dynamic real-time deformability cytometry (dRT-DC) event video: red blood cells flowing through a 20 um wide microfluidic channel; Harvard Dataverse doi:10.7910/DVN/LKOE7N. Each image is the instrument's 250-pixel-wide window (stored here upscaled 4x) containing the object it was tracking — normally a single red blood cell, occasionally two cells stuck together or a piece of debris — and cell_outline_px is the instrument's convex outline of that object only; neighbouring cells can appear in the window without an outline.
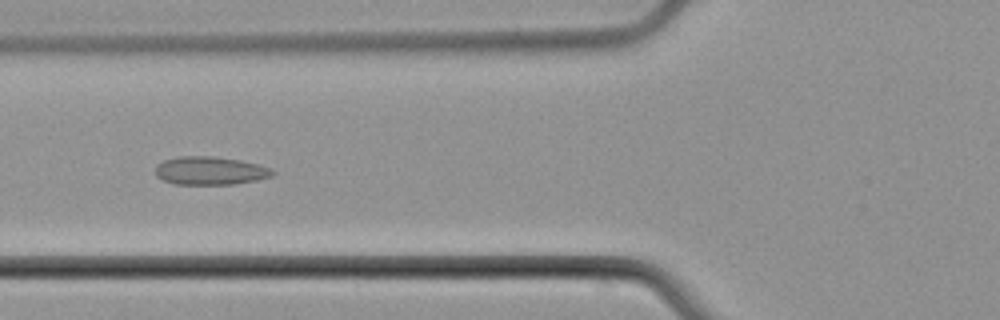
{"species": "common noctule bat (a hibernating species)", "species_latin": "Nyctalus noctula", "temperature_condition": "cold", "stored_images_in_passage": 7, "camera_frame_rate_fps": 3000, "um_per_image_px": 0.085, "animal": {"sex": "male", "body_mass_g": 21.5, "forearm_length_mm": 52.0}, "frame": {"image": 1, "passage_image": 3, "time_ms": 2.667, "image_size_px": [1000, 320], "cell_outline_px": [[276, 172], [272, 176], [256, 180], [232, 184], [176, 184], [164, 180], [156, 176], [156, 164], [164, 160], [180, 156], [212, 156], [240, 160], [272, 168]], "centroid_in_image_um": [17.86, 14.5], "position_along_channel_um": 107.9, "area_um2": 19.19}}
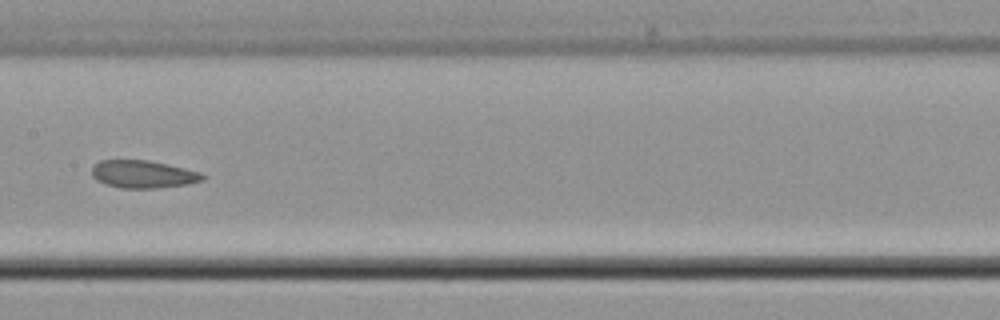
{"frame": {"image": 2, "passage_image": 5, "time_ms": 5.0, "image_size_px": [1000, 320], "cell_outline_px": [[204, 180], [188, 184], [156, 188], [120, 188], [96, 180], [92, 176], [92, 168], [100, 160], [148, 160], [168, 164], [200, 172], [204, 176]], "centroid_in_image_um": [12.17, 14.8], "position_along_channel_um": 195.2, "area_um2": 17.74}}
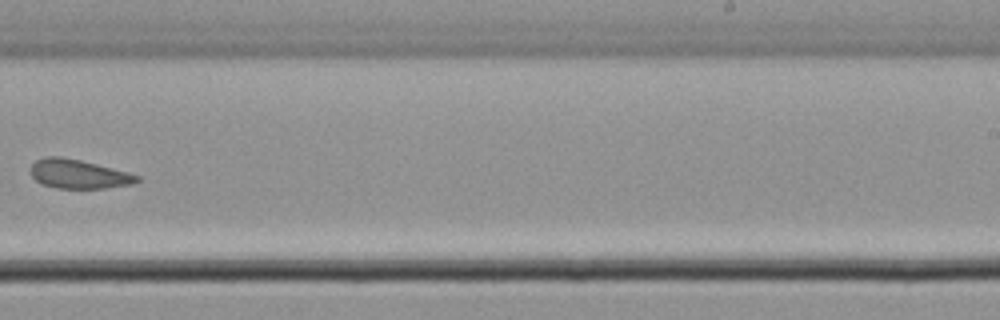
{"frame": {"image": 3, "passage_image": 7, "time_ms": 7.333, "image_size_px": [1000, 320], "cell_outline_px": [[140, 180], [132, 184], [104, 188], [56, 188], [44, 184], [36, 180], [32, 176], [32, 164], [36, 160], [44, 156], [60, 156], [80, 160], [128, 172], [140, 176]], "centroid_in_image_um": [6.69, 14.78], "position_along_channel_um": 282.3, "area_um2": 17.8}}